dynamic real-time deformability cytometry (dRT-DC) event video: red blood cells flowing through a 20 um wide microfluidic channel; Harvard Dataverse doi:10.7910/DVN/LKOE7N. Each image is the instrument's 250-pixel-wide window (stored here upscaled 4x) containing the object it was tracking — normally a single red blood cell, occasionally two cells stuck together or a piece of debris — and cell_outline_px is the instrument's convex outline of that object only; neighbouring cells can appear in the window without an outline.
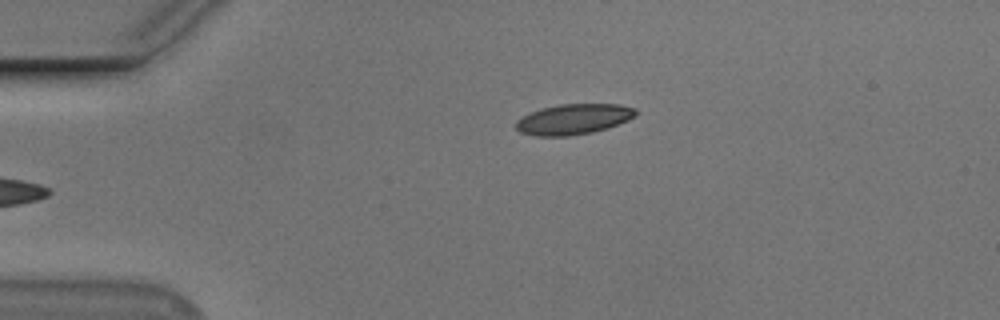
{"species": "Egyptian fruit bat (a non-hibernating species)", "species_latin": "Rousettus aegyptiacus", "temperature_condition": "cold", "stored_images_in_passage": 38, "camera_frame_rate_fps": 3000, "um_per_image_px": 0.085, "animal": {"sex": "male"}, "frame": {"image": 1, "passage_image": 1, "time_ms": 0.0, "image_size_px": [1000, 320], "cell_outline_px": [[636, 116], [628, 120], [592, 132], [568, 136], [536, 136], [520, 132], [516, 128], [516, 120], [532, 112], [544, 108], [560, 104], [620, 104], [636, 108]], "centroid_in_image_um": [48.76, 10.13], "position_along_channel_um": 36.2, "area_um2": 20.98}}
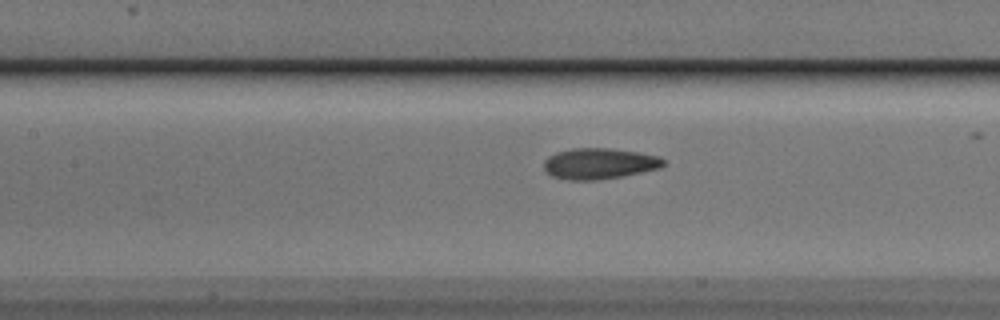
{"frame": {"image": 2, "passage_image": 14, "time_ms": 4.333, "image_size_px": [1000, 320], "cell_outline_px": [[664, 164], [660, 168], [620, 176], [596, 180], [568, 180], [552, 176], [544, 168], [544, 160], [548, 156], [556, 152], [572, 148], [608, 148], [640, 152], [660, 156], [664, 160]], "centroid_in_image_um": [50.93, 13.89], "position_along_channel_um": 156.5, "area_um2": 21.5}}
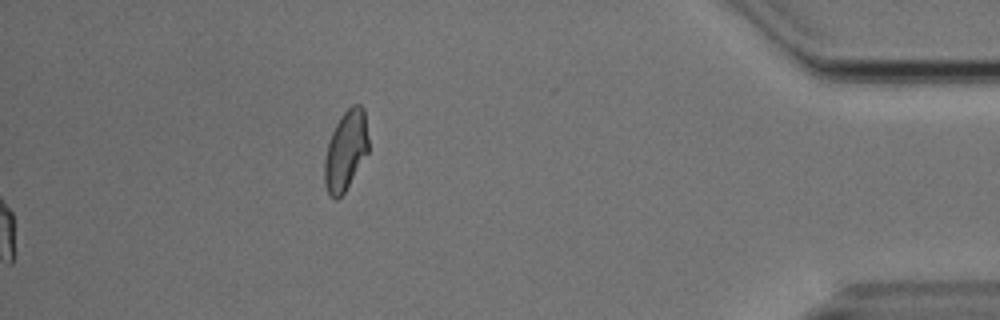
{"frame": {"image": 3, "passage_image": 38, "time_ms": 12.333, "image_size_px": [1000, 320], "cell_outline_px": [[368, 152], [344, 192], [336, 200], [328, 196], [324, 184], [324, 160], [328, 144], [332, 132], [340, 116], [352, 104], [360, 104], [364, 108], [368, 136]], "centroid_in_image_um": [29.38, 12.79], "position_along_channel_um": 405.8, "area_um2": 20.4}, "authors_computed_cell_mechanics": {"area_um2": 21.1548, "velocity_mm_per_s": 3.7181, "shape_relaxation_time_tau1_ms": 5.1045, "shape_relaxation_time_tau2_ms": 1.7146, "deformation_change_tau1": 0.154, "deformation_change_tau2": 0.069}}